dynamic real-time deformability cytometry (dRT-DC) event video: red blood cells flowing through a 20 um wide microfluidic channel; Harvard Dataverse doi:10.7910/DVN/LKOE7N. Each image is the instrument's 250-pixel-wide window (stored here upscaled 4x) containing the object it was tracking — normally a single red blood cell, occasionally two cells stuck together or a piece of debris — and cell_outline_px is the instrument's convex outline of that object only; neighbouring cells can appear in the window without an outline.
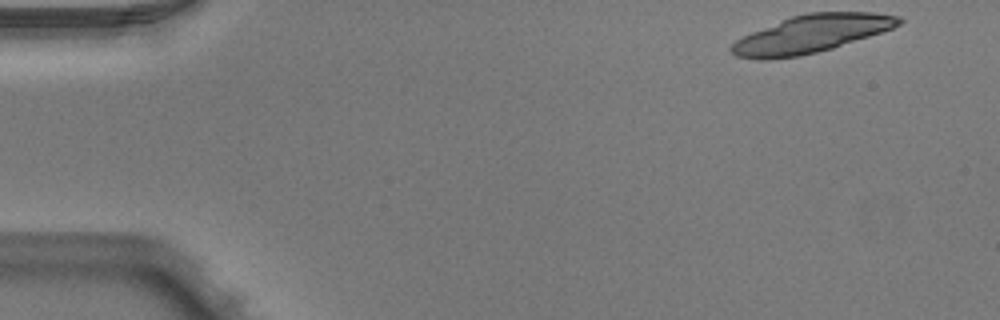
{"species": "Egyptian fruit bat (a non-hibernating species)", "species_latin": "Rousettus aegyptiacus", "temperature_condition": "warm", "stored_images_in_passage": 4, "camera_frame_rate_fps": 3000, "um_per_image_px": 0.085, "animal": {"sex": "male"}, "frame": {"image": 1, "passage_image": 1, "time_ms": 0.0, "image_size_px": [1000, 320], "cell_outline_px": [[904, 20], [900, 24], [892, 28], [832, 48], [800, 56], [768, 60], [760, 60], [736, 56], [728, 48], [736, 40], [752, 32], [792, 16], [808, 12], [872, 12], [900, 16]], "centroid_in_image_um": [68.94, 2.89], "position_along_channel_um": 16.1, "area_um2": 36.41}}